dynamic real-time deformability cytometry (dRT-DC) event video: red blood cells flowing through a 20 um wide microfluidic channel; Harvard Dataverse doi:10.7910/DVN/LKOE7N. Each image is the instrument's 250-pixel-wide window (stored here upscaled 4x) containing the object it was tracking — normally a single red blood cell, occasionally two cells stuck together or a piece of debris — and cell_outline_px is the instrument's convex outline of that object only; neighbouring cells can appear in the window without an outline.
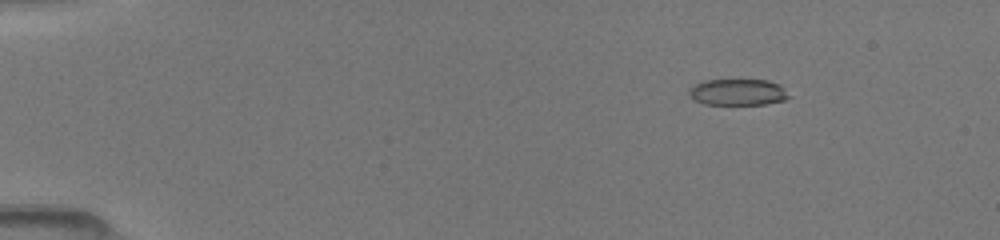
{"species": "common noctule bat (a hibernating species)", "species_latin": "Nyctalus noctula", "temperature_condition": "room temperature", "stored_images_in_passage": 6, "camera_frame_rate_fps": 3000, "um_per_image_px": 0.085, "animal": {"sex": "female", "body_mass_g": 19.5, "forearm_length_mm": 54.1}, "frame": {"image": 1, "passage_image": 3, "time_ms": 2.0, "image_size_px": [1000, 240], "cell_outline_px": [[788, 96], [784, 100], [768, 104], [704, 104], [688, 96], [688, 88], [704, 80], [768, 80], [780, 84], [784, 88]], "centroid_in_image_um": [62.69, 7.83], "position_along_channel_um": 22.3, "area_um2": 15.32}}
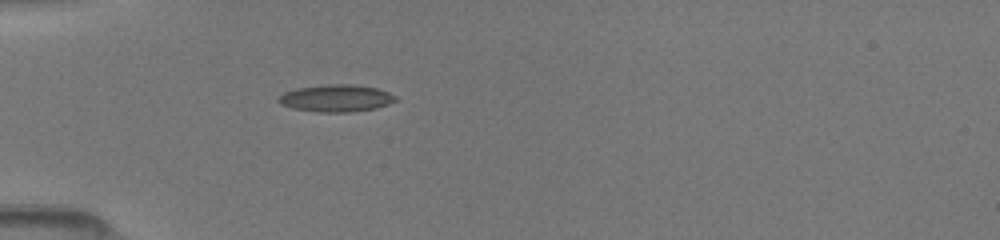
{"frame": {"image": 2, "passage_image": 6, "time_ms": 5.0, "image_size_px": [1000, 240], "cell_outline_px": [[400, 100], [376, 108], [348, 112], [320, 112], [292, 108], [280, 104], [276, 100], [284, 92], [296, 88], [324, 84], [356, 84], [376, 88], [388, 92], [396, 96]], "centroid_in_image_um": [28.58, 8.34], "position_along_channel_um": 56.4, "area_um2": 18.67}}